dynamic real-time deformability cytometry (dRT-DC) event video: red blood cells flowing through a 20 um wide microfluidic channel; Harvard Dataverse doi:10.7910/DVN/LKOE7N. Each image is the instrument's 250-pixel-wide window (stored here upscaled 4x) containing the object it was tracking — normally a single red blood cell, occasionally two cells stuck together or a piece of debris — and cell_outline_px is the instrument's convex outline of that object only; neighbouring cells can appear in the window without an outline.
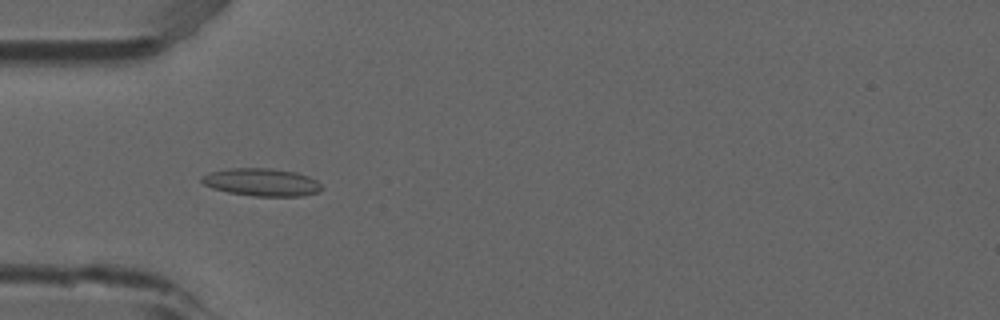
{"species": "common noctule bat (a hibernating species)", "species_latin": "Nyctalus noctula", "temperature_condition": "room temperature", "stored_images_in_passage": 52, "camera_frame_rate_fps": 3000, "um_per_image_px": 0.085, "animal": {"sex": "male", "forearm_length_mm": 52.5}, "frame": {"image": 1, "passage_image": 16, "time_ms": 5.0, "image_size_px": [1000, 320], "cell_outline_px": [[324, 188], [320, 192], [300, 196], [252, 196], [228, 192], [212, 188], [204, 184], [200, 180], [200, 176], [212, 172], [228, 168], [272, 168], [296, 172], [308, 176], [316, 180]], "centroid_in_image_um": [22.25, 15.49], "position_along_channel_um": 62.7, "area_um2": 19.48}}
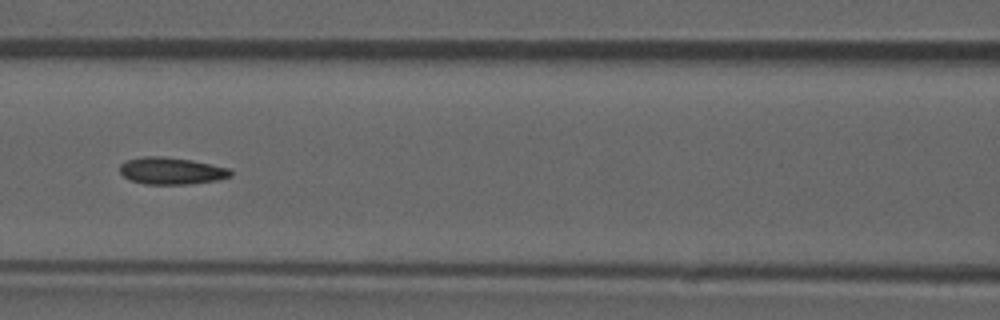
{"frame": {"image": 2, "passage_image": 23, "time_ms": 7.333, "image_size_px": [1000, 320], "cell_outline_px": [[232, 176], [216, 180], [192, 184], [144, 184], [128, 180], [120, 172], [120, 164], [124, 160], [144, 156], [164, 156], [192, 160], [228, 168], [232, 172]], "centroid_in_image_um": [14.53, 14.52], "position_along_channel_um": 152.1, "area_um2": 17.57}}
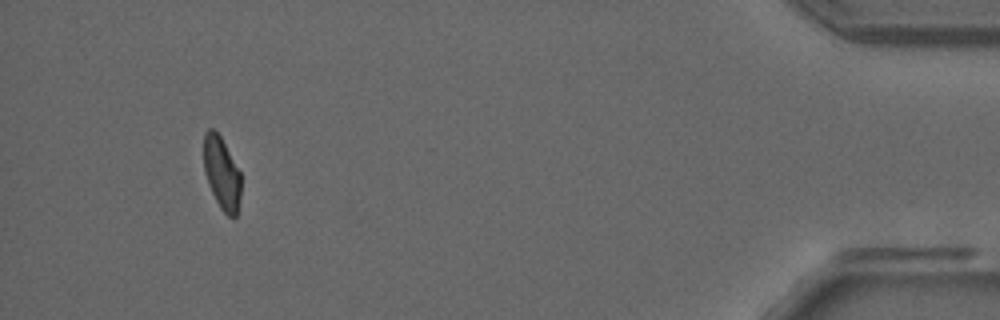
{"frame": {"image": 3, "passage_image": 49, "time_ms": 16.0, "image_size_px": [1000, 320], "cell_outline_px": [[240, 196], [236, 216], [228, 216], [220, 208], [208, 184], [204, 172], [204, 132], [208, 128], [212, 128], [220, 136], [240, 172]], "centroid_in_image_um": [18.83, 14.71], "position_along_channel_um": 416.4, "area_um2": 15.49}, "authors_computed_cell_mechanics": {"area_um2": 17.5134, "velocity_mm_per_s": 3.8811, "shape_relaxation_time_tau1_ms": 9.7627, "shape_relaxation_time_tau2_ms": 3.574, "deformation_change_tau1": 0.1877, "deformation_change_tau2": 0.0714}}